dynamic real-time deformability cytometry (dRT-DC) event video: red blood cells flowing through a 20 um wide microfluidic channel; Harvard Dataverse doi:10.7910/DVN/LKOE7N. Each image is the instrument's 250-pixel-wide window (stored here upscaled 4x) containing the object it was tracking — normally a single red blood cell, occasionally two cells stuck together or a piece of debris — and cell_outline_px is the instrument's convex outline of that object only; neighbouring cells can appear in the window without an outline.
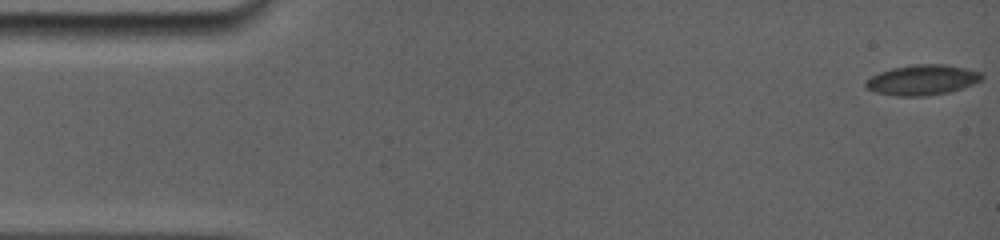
{"species": "common noctule bat (a hibernating species)", "species_latin": "Nyctalus noctula", "temperature_condition": "room temperature", "stored_images_in_passage": 25, "camera_frame_rate_fps": 5000, "um_per_image_px": 0.085, "animal": {"sex": "female", "body_mass_g": 19.0, "forearm_length_mm": 56.7}, "frame": {"image": 1, "passage_image": 1, "time_ms": 0.0, "image_size_px": [1000, 240], "cell_outline_px": [[984, 76], [980, 80], [972, 84], [948, 92], [928, 96], [900, 96], [876, 92], [864, 88], [864, 84], [872, 76], [880, 72], [892, 68], [912, 64], [944, 64], [964, 68], [980, 72]], "centroid_in_image_um": [78.37, 6.79], "position_along_channel_um": 6.6, "area_um2": 20.29}}
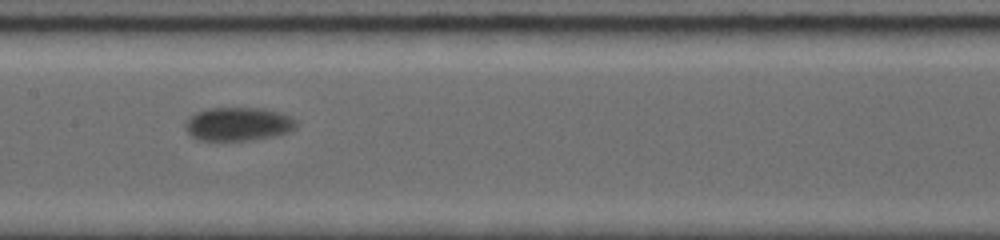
{"frame": {"image": 2, "passage_image": 15, "time_ms": 8.4, "image_size_px": [1000, 240], "cell_outline_px": [[296, 128], [292, 132], [252, 140], [196, 140], [184, 128], [184, 124], [196, 112], [208, 108], [264, 108], [280, 112], [296, 120]], "centroid_in_image_um": [20.26, 10.54], "position_along_channel_um": 187.1, "area_um2": 21.73}}
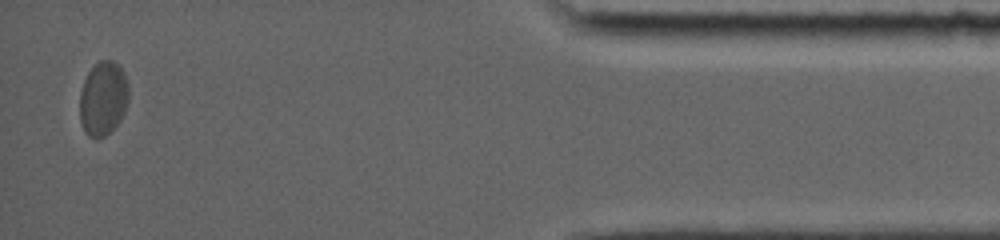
{"frame": {"image": 3, "passage_image": 25, "time_ms": 16.4, "image_size_px": [1000, 240], "cell_outline_px": [[128, 100], [124, 112], [120, 120], [104, 136], [88, 136], [84, 132], [80, 120], [80, 92], [84, 80], [88, 72], [100, 60], [112, 60], [124, 72], [128, 84]], "centroid_in_image_um": [8.76, 8.35], "position_along_channel_um": 426.4, "area_um2": 20.87}, "authors_computed_cell_mechanics": {"area_um2": 20.8658, "velocity_mm_per_s": 3.6873, "shape_relaxation_time_tau1_ms": 2.2239, "shape_relaxation_time_tau2_ms": null, "deformation_change_tau1": 0.0379, "deformation_change_tau2": null}}